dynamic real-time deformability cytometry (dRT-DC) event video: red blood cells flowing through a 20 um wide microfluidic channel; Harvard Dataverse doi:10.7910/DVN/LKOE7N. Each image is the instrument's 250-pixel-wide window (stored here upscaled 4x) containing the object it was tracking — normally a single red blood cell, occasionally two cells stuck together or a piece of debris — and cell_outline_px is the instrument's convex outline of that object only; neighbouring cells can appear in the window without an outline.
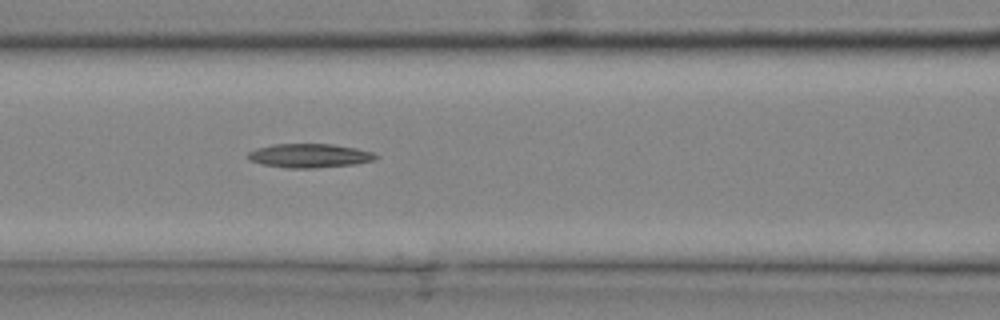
{"species": "common noctule bat (a hibernating species)", "species_latin": "Nyctalus noctula", "temperature_condition": "cold", "stored_images_in_passage": 36, "camera_frame_rate_fps": 3000, "um_per_image_px": 0.085, "animal": {"sex": "male", "body_mass_g": 20.4}, "frame": {"image": 1, "passage_image": 16, "time_ms": 5.0, "image_size_px": [1000, 320], "cell_outline_px": [[380, 156], [376, 160], [356, 164], [316, 168], [288, 168], [264, 164], [248, 160], [248, 152], [256, 148], [272, 144], [332, 144], [356, 148], [372, 152]], "centroid_in_image_um": [26.33, 13.23], "position_along_channel_um": 140.3, "area_um2": 17.92}}
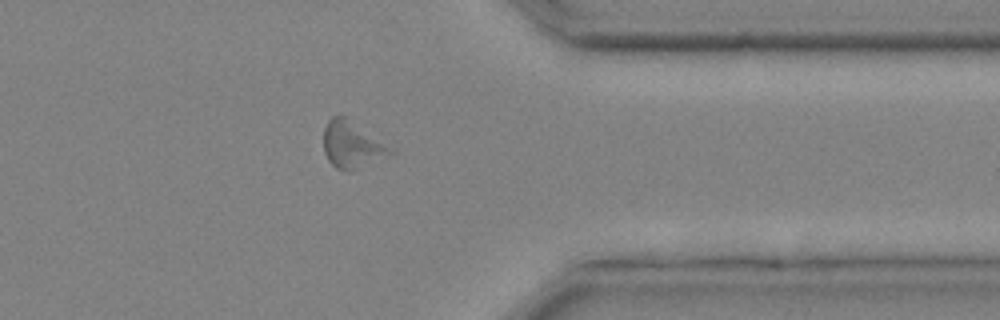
{"frame": {"image": 2, "passage_image": 30, "time_ms": 9.667, "image_size_px": [1000, 320], "cell_outline_px": [[396, 152], [348, 172], [336, 168], [328, 160], [324, 152], [324, 128], [328, 120], [332, 116], [340, 112], [396, 148]], "centroid_in_image_um": [29.95, 12.25], "position_along_channel_um": 381.4, "area_um2": 18.73}}